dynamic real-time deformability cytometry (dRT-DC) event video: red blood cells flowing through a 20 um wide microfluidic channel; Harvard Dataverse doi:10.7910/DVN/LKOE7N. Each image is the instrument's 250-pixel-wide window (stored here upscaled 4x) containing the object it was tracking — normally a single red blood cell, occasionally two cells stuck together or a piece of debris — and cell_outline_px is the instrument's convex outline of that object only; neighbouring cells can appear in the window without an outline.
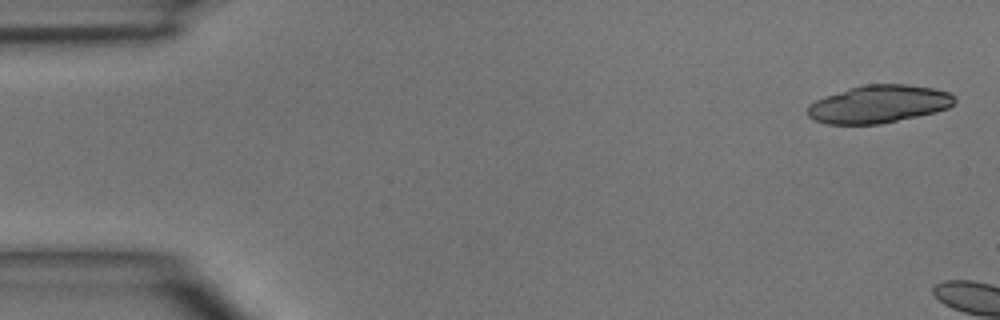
{"species": "common noctule bat (a hibernating species)", "species_latin": "Nyctalus noctula", "temperature_condition": "room temperature", "stored_images_in_passage": 2, "camera_frame_rate_fps": 3000, "um_per_image_px": 0.085, "animal": {"sex": "male", "body_mass_g": 15.6}, "frame": {"image": 1, "passage_image": 1, "time_ms": 0.0, "image_size_px": [1000, 320], "cell_outline_px": [[956, 100], [948, 108], [936, 112], [880, 124], [828, 124], [816, 120], [808, 116], [808, 104], [824, 96], [864, 84], [908, 84], [936, 88], [948, 92]], "centroid_in_image_um": [74.7, 8.84], "position_along_channel_um": 10.3, "area_um2": 32.25}}